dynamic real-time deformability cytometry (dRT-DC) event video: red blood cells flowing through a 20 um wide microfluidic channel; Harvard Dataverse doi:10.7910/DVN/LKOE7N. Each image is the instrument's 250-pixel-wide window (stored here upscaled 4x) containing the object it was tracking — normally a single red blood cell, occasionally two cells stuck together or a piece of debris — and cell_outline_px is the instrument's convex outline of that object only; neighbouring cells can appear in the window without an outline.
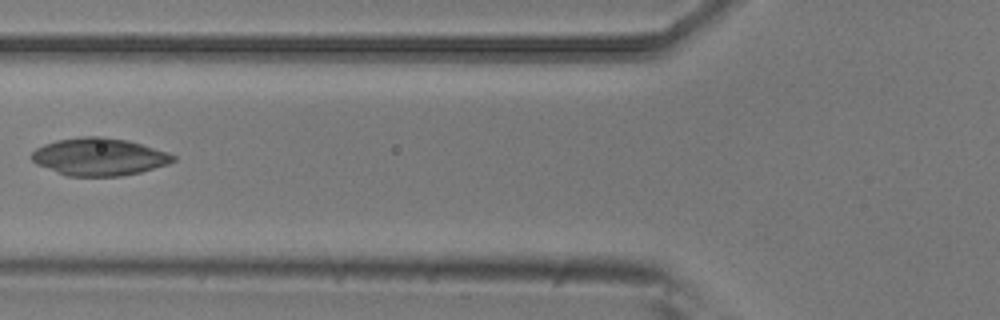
{"species": "common noctule bat (a hibernating species)", "species_latin": "Nyctalus noctula", "temperature_condition": "room temperature", "stored_images_in_passage": 7, "camera_frame_rate_fps": 3000, "um_per_image_px": 0.085, "animal": {"sex": "male", "body_mass_g": 20.5, "forearm_length_mm": 52.5}, "frame": {"image": 1, "passage_image": 6, "time_ms": 1.667, "image_size_px": [1000, 320], "cell_outline_px": [[176, 160], [168, 164], [140, 172], [120, 176], [68, 176], [36, 164], [32, 160], [32, 152], [36, 148], [44, 144], [56, 140], [80, 136], [104, 136], [128, 140], [168, 152], [176, 156]], "centroid_in_image_um": [8.43, 13.31], "position_along_channel_um": 117.4, "area_um2": 30.98}}
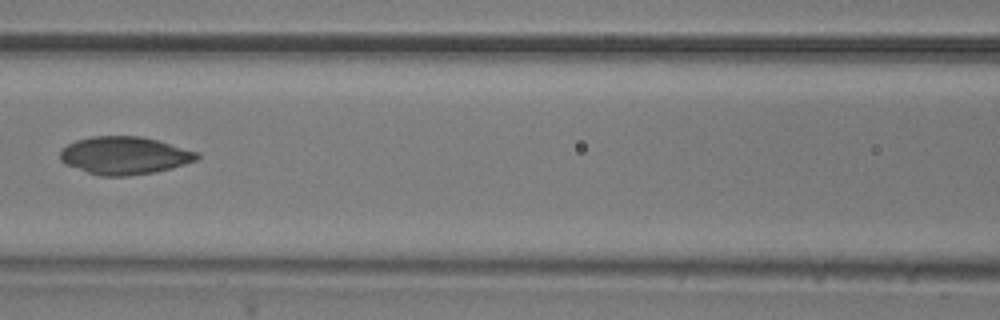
{"frame": {"image": 2, "passage_image": 7, "time_ms": 2.0, "image_size_px": [1000, 320], "cell_outline_px": [[200, 156], [196, 160], [172, 168], [156, 172], [128, 176], [100, 176], [64, 164], [60, 160], [60, 148], [76, 140], [92, 136], [140, 136], [156, 140], [200, 152]], "centroid_in_image_um": [10.57, 13.22], "position_along_channel_um": 156.0, "area_um2": 30.23}}